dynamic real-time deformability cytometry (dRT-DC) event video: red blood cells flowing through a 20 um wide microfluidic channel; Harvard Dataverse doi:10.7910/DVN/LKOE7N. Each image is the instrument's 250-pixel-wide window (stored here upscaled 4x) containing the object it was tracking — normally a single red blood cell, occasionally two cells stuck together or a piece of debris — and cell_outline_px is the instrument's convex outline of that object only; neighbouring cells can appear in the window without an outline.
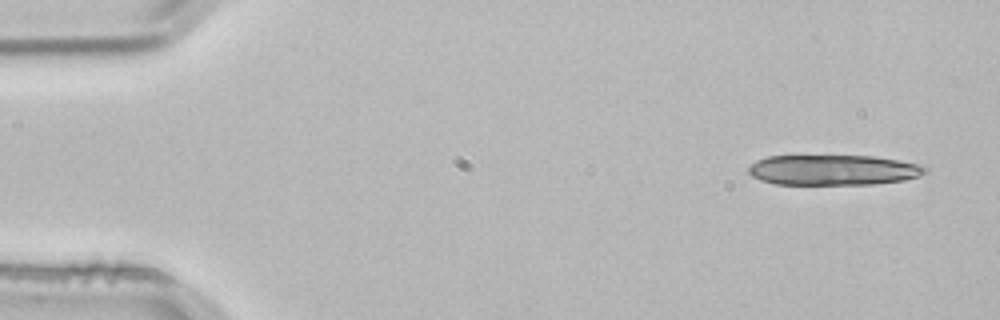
{"species": "common noctule bat (a hibernating species)", "species_latin": "Nyctalus noctula", "temperature_condition": "room temperature", "stored_images_in_passage": 3, "camera_frame_rate_fps": 3000, "um_per_image_px": 0.085, "animal": {"sex": "male", "body_mass_g": 21.5, "forearm_length_mm": 52.0}, "frame": {"image": 1, "passage_image": 1, "time_ms": 0.0, "image_size_px": [1000, 320], "cell_outline_px": [[928, 172], [920, 176], [904, 180], [872, 184], [776, 184], [760, 180], [752, 176], [748, 172], [748, 164], [756, 160], [768, 156], [876, 156], [924, 164], [928, 168]], "centroid_in_image_um": [70.87, 14.44], "position_along_channel_um": 14.1, "area_um2": 31.62}}
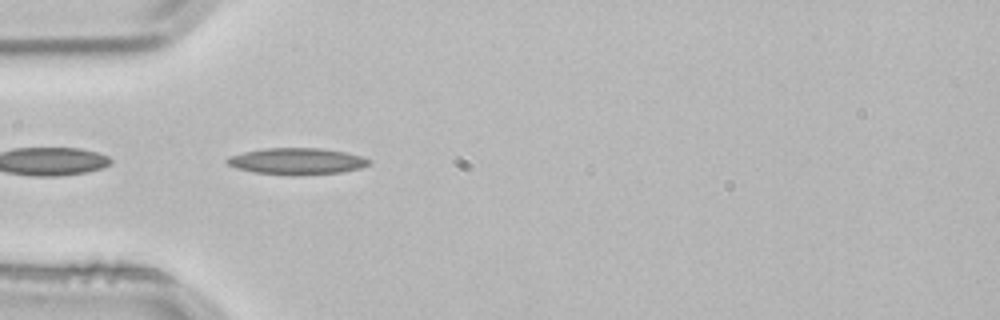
{"frame": {"image": 2, "passage_image": 3, "time_ms": 0.667, "image_size_px": [1000, 320], "cell_outline_px": [[372, 160], [368, 164], [360, 168], [340, 172], [252, 172], [236, 168], [228, 164], [224, 160], [228, 156], [244, 152], [264, 148], [320, 148], [344, 152], [364, 156]], "centroid_in_image_um": [25.22, 13.64], "position_along_channel_um": 59.8, "area_um2": 20.81}}